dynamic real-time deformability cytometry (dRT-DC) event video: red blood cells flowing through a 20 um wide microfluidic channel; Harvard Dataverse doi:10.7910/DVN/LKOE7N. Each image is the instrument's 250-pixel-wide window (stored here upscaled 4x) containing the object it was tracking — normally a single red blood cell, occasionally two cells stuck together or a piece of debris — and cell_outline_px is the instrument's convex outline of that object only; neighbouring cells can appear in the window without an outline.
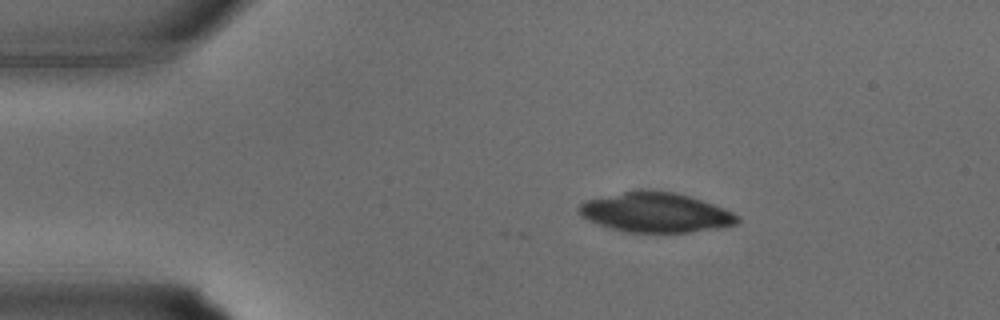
{"species": "common noctule bat (a hibernating species)", "species_latin": "Nyctalus noctula", "temperature_condition": "warm", "stored_images_in_passage": 5, "camera_frame_rate_fps": 3000, "um_per_image_px": 0.085, "animal": {"sex": "male", "body_mass_g": 15.6}, "frame": {"image": 1, "passage_image": 1, "time_ms": 0.0, "image_size_px": [1000, 320], "cell_outline_px": [[740, 220], [736, 224], [716, 228], [688, 232], [628, 232], [612, 228], [588, 220], [580, 216], [576, 208], [580, 204], [588, 200], [640, 188], [648, 188], [676, 192], [712, 204], [732, 212]], "centroid_in_image_um": [55.69, 18.04], "position_along_channel_um": 29.3, "area_um2": 36.47}}